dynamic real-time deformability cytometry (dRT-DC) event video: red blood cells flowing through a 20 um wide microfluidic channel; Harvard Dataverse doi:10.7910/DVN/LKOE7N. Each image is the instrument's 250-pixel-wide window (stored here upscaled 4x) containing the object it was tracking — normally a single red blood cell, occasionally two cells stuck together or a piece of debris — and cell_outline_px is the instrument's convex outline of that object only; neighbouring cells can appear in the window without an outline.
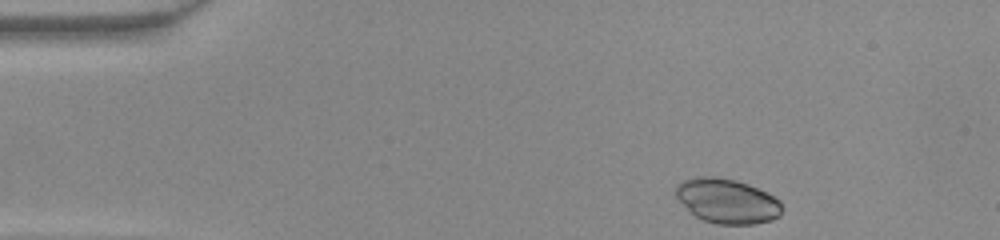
{"species": "common noctule bat (a hibernating species)", "species_latin": "Nyctalus noctula", "temperature_condition": "warm", "stored_images_in_passage": 36, "camera_frame_rate_fps": 3000, "um_per_image_px": 0.085, "animal": {"sex": "female", "body_mass_g": 22.0, "forearm_length_mm": 56.7}, "frame": {"image": 1, "passage_image": 1, "time_ms": 0.0, "image_size_px": [1000, 240], "cell_outline_px": [[780, 216], [772, 220], [756, 224], [716, 224], [704, 220], [696, 216], [676, 196], [676, 184], [684, 180], [700, 176], [712, 176], [736, 180], [748, 184], [780, 200]], "centroid_in_image_um": [61.81, 17.09], "position_along_channel_um": 23.2, "area_um2": 27.22}}
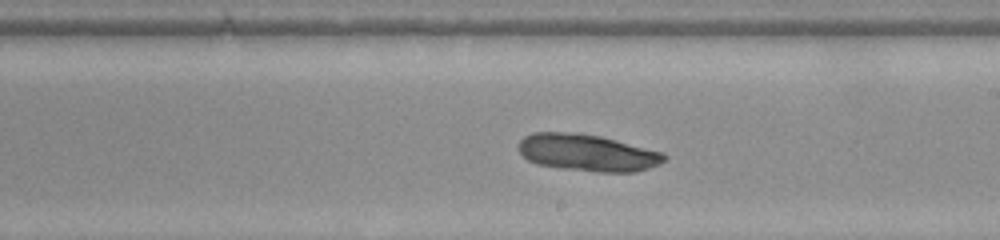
{"frame": {"image": 2, "passage_image": 22, "time_ms": 7.0, "image_size_px": [1000, 240], "cell_outline_px": [[668, 156], [660, 164], [636, 172], [596, 172], [564, 168], [536, 164], [528, 160], [516, 148], [520, 140], [524, 136], [532, 132], [580, 132], [600, 136], [664, 152]], "centroid_in_image_um": [49.92, 12.97], "position_along_channel_um": 239.1, "area_um2": 31.62}}
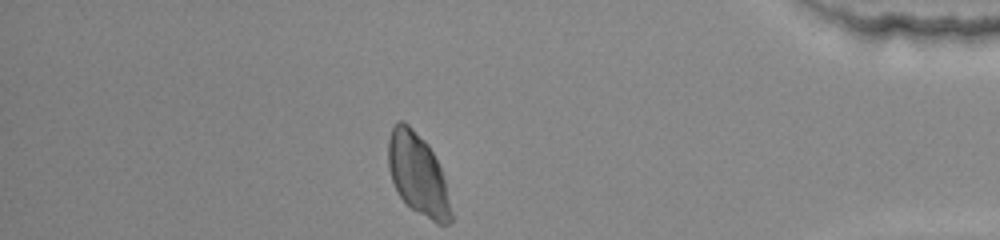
{"frame": {"image": 3, "passage_image": 36, "time_ms": 11.667, "image_size_px": [1000, 240], "cell_outline_px": [[452, 220], [448, 224], [436, 224], [412, 208], [400, 196], [392, 180], [388, 168], [388, 140], [392, 128], [396, 120], [404, 120], [428, 144], [440, 168], [444, 180], [452, 216]], "centroid_in_image_um": [35.49, 14.79], "position_along_channel_um": 399.7, "area_um2": 29.42}}